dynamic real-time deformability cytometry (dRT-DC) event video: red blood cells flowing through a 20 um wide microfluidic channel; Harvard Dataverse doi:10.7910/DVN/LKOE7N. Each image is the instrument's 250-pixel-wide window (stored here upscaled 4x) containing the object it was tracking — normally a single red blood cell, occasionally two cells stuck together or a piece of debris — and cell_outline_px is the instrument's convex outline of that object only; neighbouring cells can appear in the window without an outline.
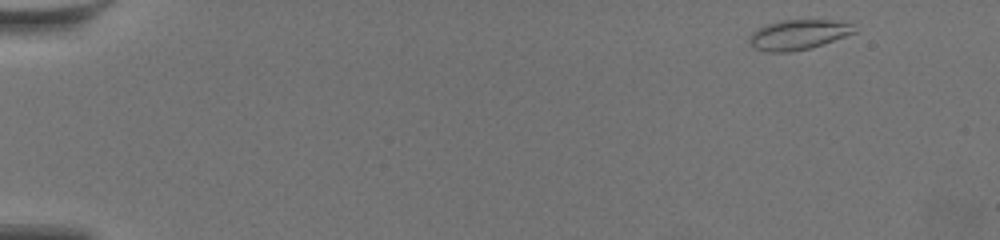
{"species": "common noctule bat (a hibernating species)", "species_latin": "Nyctalus noctula", "temperature_condition": "warm", "stored_images_in_passage": 55, "camera_frame_rate_fps": 3000, "um_per_image_px": 0.085, "animal": {"sex": "female", "body_mass_g": 19.5, "forearm_length_mm": 54.1}, "frame": {"image": 1, "passage_image": 1, "time_ms": 0.0, "image_size_px": [1000, 240], "cell_outline_px": [[856, 32], [808, 48], [788, 52], [764, 52], [752, 48], [748, 40], [752, 32], [768, 24], [784, 20], [828, 20], [856, 24]], "centroid_in_image_um": [67.82, 2.95], "position_along_channel_um": 17.2, "area_um2": 18.09}}
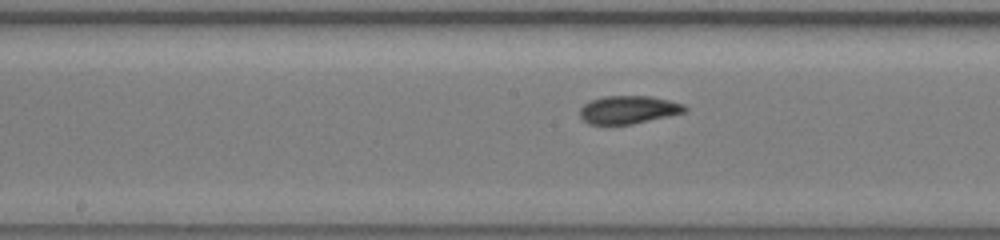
{"frame": {"image": 2, "passage_image": 28, "time_ms": 9.0, "image_size_px": [1000, 240], "cell_outline_px": [[688, 108], [684, 112], [668, 116], [632, 124], [588, 124], [580, 116], [580, 108], [584, 104], [592, 100], [604, 96], [648, 96], [668, 100], [684, 104]], "centroid_in_image_um": [53.41, 9.32], "position_along_channel_um": 194.8, "area_um2": 16.94}}
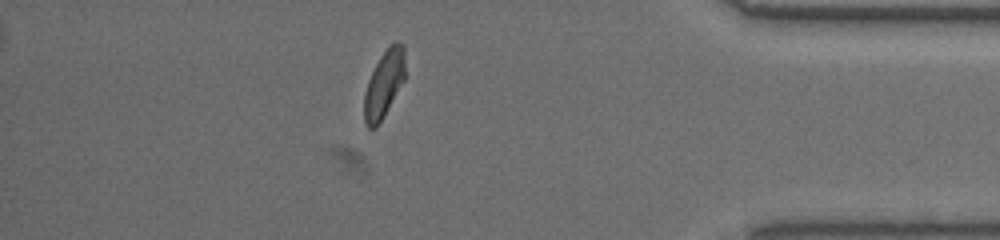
{"frame": {"image": 3, "passage_image": 48, "time_ms": 15.667, "image_size_px": [1000, 240], "cell_outline_px": [[404, 80], [384, 116], [376, 128], [368, 128], [364, 120], [364, 92], [368, 80], [380, 56], [396, 40], [404, 44]], "centroid_in_image_um": [32.63, 7.15], "position_along_channel_um": 402.6, "area_um2": 15.84}, "authors_computed_cell_mechanics": {"area_um2": 16.9932, "velocity_mm_per_s": 3.5694, "shape_relaxation_time_tau1_ms": 7.0146, "shape_relaxation_time_tau2_ms": 1.7649, "deformation_change_tau1": 0.1852, "deformation_change_tau2": 0.0579}}